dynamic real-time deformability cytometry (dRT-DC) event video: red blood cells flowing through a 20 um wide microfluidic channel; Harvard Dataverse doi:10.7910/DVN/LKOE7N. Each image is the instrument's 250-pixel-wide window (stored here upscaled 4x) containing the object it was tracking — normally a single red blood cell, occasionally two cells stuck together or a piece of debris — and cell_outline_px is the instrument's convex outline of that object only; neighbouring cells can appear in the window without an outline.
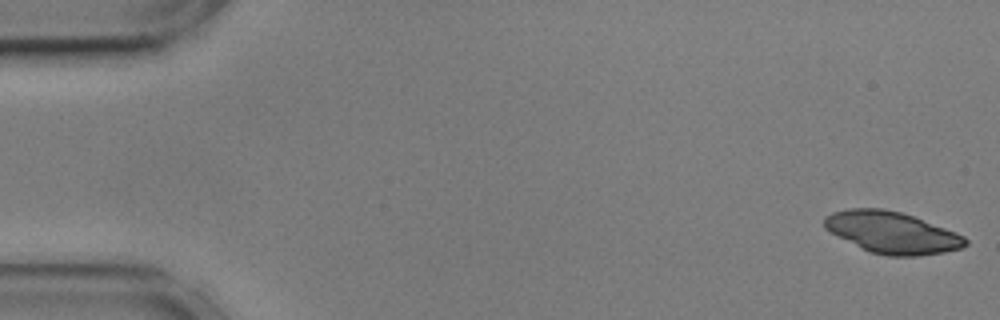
{"species": "common noctule bat (a hibernating species)", "species_latin": "Nyctalus noctula", "temperature_condition": "cold", "stored_images_in_passage": 54, "camera_frame_rate_fps": 3000, "um_per_image_px": 0.085, "animal": {"sex": "male", "body_mass_g": 17.9, "forearm_length_mm": 54.2}, "frame": {"image": 1, "passage_image": 1, "time_ms": 0.0, "image_size_px": [1000, 320], "cell_outline_px": [[968, 244], [960, 248], [944, 252], [916, 256], [888, 256], [868, 252], [860, 248], [824, 228], [824, 216], [832, 212], [848, 208], [884, 208], [900, 212], [912, 216], [956, 232], [964, 236], [968, 240]], "centroid_in_image_um": [75.8, 19.76], "position_along_channel_um": 9.2, "area_um2": 34.16}}